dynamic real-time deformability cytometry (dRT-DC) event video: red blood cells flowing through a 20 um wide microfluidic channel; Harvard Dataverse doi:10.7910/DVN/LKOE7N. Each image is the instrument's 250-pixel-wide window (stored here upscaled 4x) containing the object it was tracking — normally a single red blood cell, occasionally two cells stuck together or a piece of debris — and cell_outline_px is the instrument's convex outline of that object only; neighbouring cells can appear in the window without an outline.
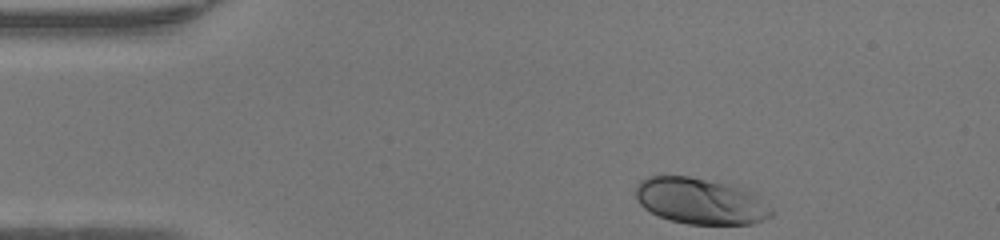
{"species": "human", "species_latin": "Homo sapiens", "temperature_condition": "warm", "stored_images_in_passage": 33, "camera_frame_rate_fps": 3000, "um_per_image_px": 0.085, "donor": {"sex": "female"}, "frame": {"image": 1, "passage_image": 1, "time_ms": 0.0, "image_size_px": [1000, 240], "cell_outline_px": [[776, 212], [772, 216], [752, 224], [688, 224], [672, 220], [660, 216], [644, 208], [640, 204], [636, 196], [636, 184], [640, 180], [648, 176], [688, 176], [752, 188]], "centroid_in_image_um": [59.62, 17.08], "position_along_channel_um": 25.4, "area_um2": 37.11}}
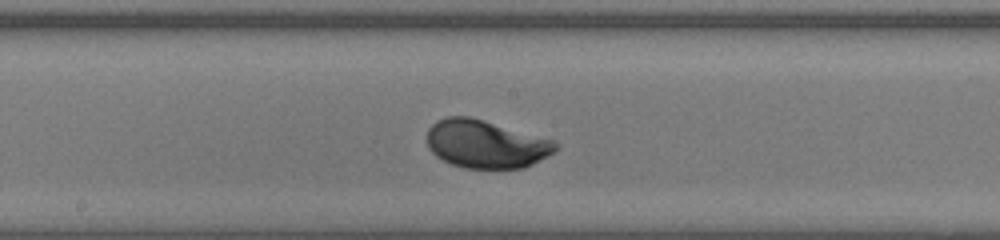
{"frame": {"image": 2, "passage_image": 19, "time_ms": 6.0, "image_size_px": [1000, 240], "cell_outline_px": [[560, 144], [556, 152], [524, 168], [464, 168], [452, 164], [436, 156], [428, 148], [428, 128], [436, 120], [448, 116], [468, 116], [484, 120], [552, 140]], "centroid_in_image_um": [41.3, 12.24], "position_along_channel_um": 206.9, "area_um2": 35.89}}
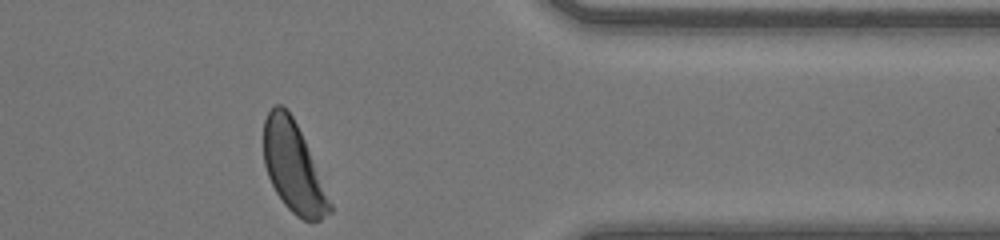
{"frame": {"image": 3, "passage_image": 33, "time_ms": 10.667, "image_size_px": [1000, 240], "cell_outline_px": [[332, 212], [320, 220], [304, 220], [296, 216], [284, 204], [276, 192], [268, 176], [264, 164], [264, 120], [268, 112], [276, 104], [280, 104], [292, 116], [304, 140], [332, 204]], "centroid_in_image_um": [24.92, 14.24], "position_along_channel_um": 386.5, "area_um2": 33.93}, "authors_computed_cell_mechanics": {"area_um2": 35.7782, "velocity_mm_per_s": 4.2325, "shape_relaxation_time_tau1_ms": 1.7324, "shape_relaxation_time_tau2_ms": null, "deformation_change_tau1": 0.1414, "deformation_change_tau2": null}}